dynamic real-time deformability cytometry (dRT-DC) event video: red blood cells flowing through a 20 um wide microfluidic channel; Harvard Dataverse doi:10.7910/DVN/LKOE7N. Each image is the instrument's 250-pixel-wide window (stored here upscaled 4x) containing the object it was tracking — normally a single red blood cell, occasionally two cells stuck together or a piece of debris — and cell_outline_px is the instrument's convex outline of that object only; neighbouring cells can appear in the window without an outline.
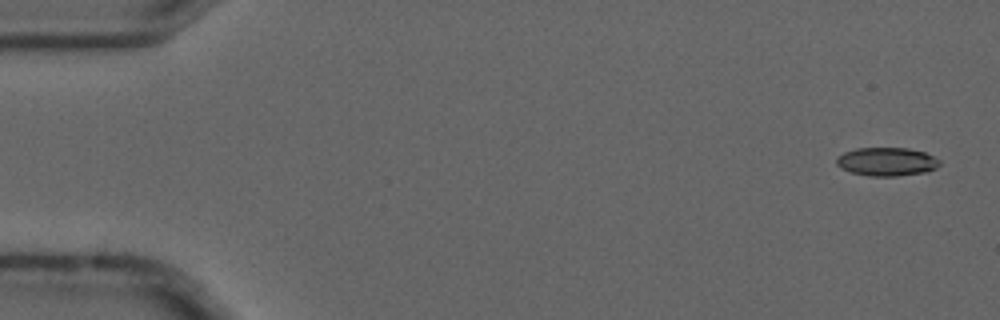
{"species": "common noctule bat (a hibernating species)", "species_latin": "Nyctalus noctula", "temperature_condition": "cold", "stored_images_in_passage": 5, "camera_frame_rate_fps": 3000, "um_per_image_px": 0.085, "animal": {"sex": "male", "forearm_length_mm": 52.5}, "frame": {"image": 1, "passage_image": 1, "time_ms": 0.0, "image_size_px": [1000, 320], "cell_outline_px": [[940, 164], [936, 168], [928, 172], [896, 176], [868, 176], [852, 172], [840, 168], [836, 164], [836, 156], [844, 152], [856, 148], [908, 148], [924, 152], [940, 160]], "centroid_in_image_um": [75.36, 13.74], "position_along_channel_um": 9.6, "area_um2": 17.22}}
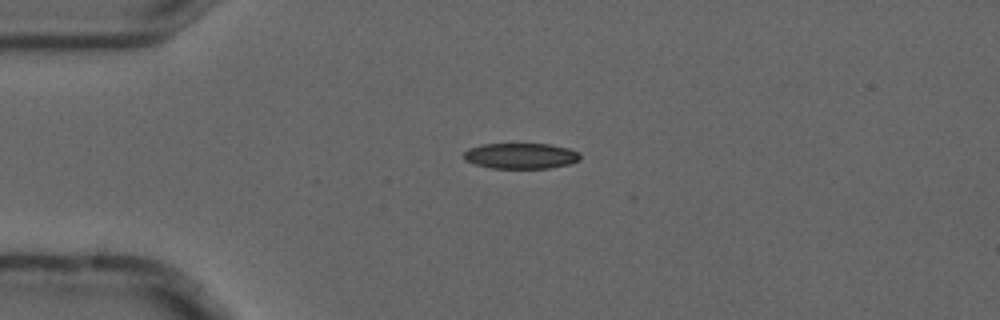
{"frame": {"image": 2, "passage_image": 4, "time_ms": 1.0, "image_size_px": [1000, 320], "cell_outline_px": [[580, 160], [568, 164], [548, 168], [488, 168], [464, 160], [464, 152], [468, 148], [484, 144], [552, 144], [568, 148], [580, 152]], "centroid_in_image_um": [44.27, 13.24], "position_along_channel_um": 40.7, "area_um2": 17.46}}